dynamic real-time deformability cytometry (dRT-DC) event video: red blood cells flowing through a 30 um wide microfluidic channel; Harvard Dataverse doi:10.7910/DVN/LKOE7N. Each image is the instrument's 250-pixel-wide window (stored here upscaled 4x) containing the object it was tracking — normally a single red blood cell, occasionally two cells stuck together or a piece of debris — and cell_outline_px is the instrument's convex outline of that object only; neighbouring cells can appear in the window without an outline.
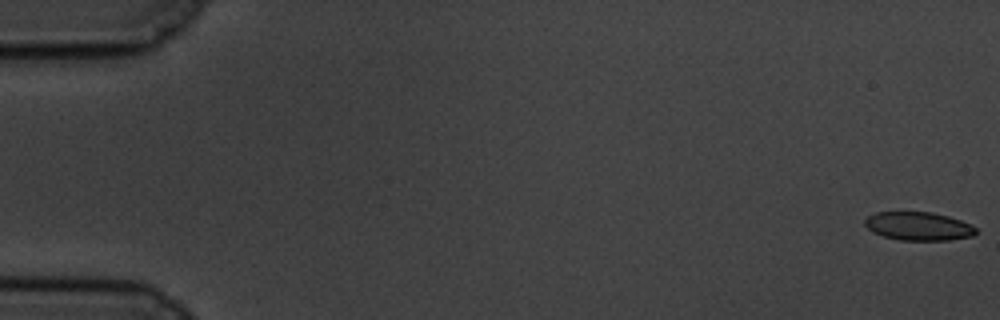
{"species": "common noctule bat (a hibernating species)", "species_latin": "Nyctalus noctula", "temperature_condition": "cold", "stored_images_in_passage": 58, "camera_frame_rate_fps": 3000, "um_per_image_px": 0.085, "animal": {"sex": "male", "body_mass_g": 19.5, "forearm_length_mm": 54.6}, "frame": {"image": 1, "passage_image": 1, "time_ms": 0.0, "image_size_px": [1000, 320], "cell_outline_px": [[976, 232], [972, 236], [948, 240], [900, 240], [884, 236], [872, 232], [864, 224], [864, 220], [868, 216], [876, 212], [932, 212], [948, 216], [960, 220], [976, 228]], "centroid_in_image_um": [78.04, 19.22], "position_along_channel_um": 7.0, "area_um2": 18.26}}
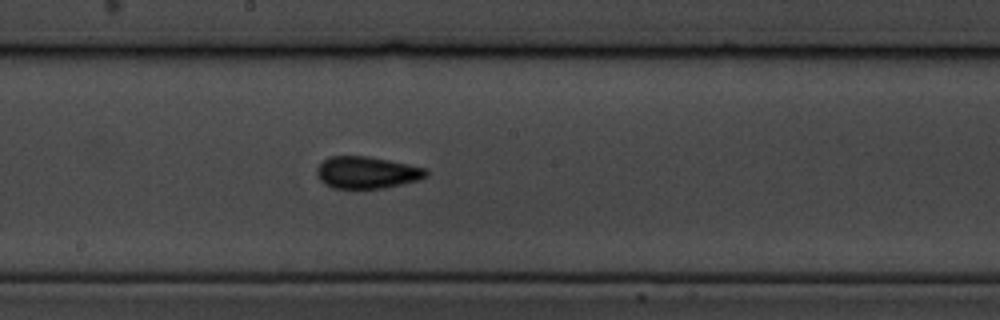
{"frame": {"image": 2, "passage_image": 32, "time_ms": 10.333, "image_size_px": [1000, 320], "cell_outline_px": [[428, 176], [420, 180], [384, 188], [332, 188], [324, 184], [320, 180], [316, 172], [316, 168], [328, 156], [368, 156], [428, 168]], "centroid_in_image_um": [31.2, 14.66], "position_along_channel_um": 217.0, "area_um2": 20.52}}
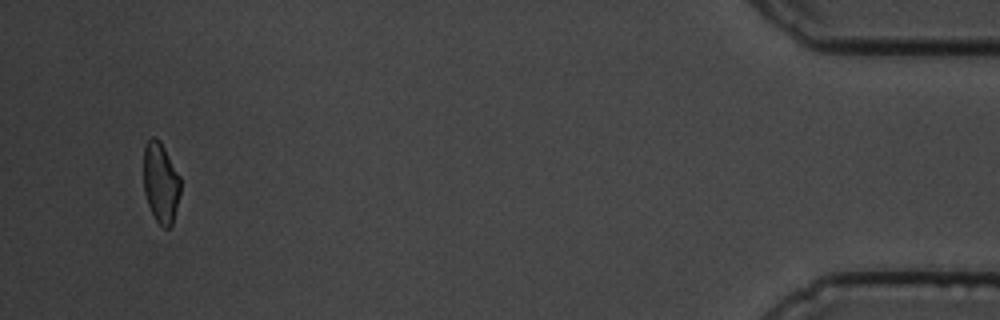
{"frame": {"image": 3, "passage_image": 56, "time_ms": 18.333, "image_size_px": [1000, 320], "cell_outline_px": [[180, 192], [172, 224], [168, 228], [164, 228], [156, 220], [148, 204], [144, 192], [144, 144], [152, 136], [160, 140], [180, 176]], "centroid_in_image_um": [13.65, 15.5], "position_along_channel_um": 421.5, "area_um2": 17.17}, "authors_computed_cell_mechanics": {"area_um2": 19.3052, "velocity_mm_per_s": 3.491, "shape_relaxation_time_tau1_ms": 6.8238, "shape_relaxation_time_tau2_ms": 1.7019, "deformation_change_tau1": 0.1699, "deformation_change_tau2": 0.0874}}